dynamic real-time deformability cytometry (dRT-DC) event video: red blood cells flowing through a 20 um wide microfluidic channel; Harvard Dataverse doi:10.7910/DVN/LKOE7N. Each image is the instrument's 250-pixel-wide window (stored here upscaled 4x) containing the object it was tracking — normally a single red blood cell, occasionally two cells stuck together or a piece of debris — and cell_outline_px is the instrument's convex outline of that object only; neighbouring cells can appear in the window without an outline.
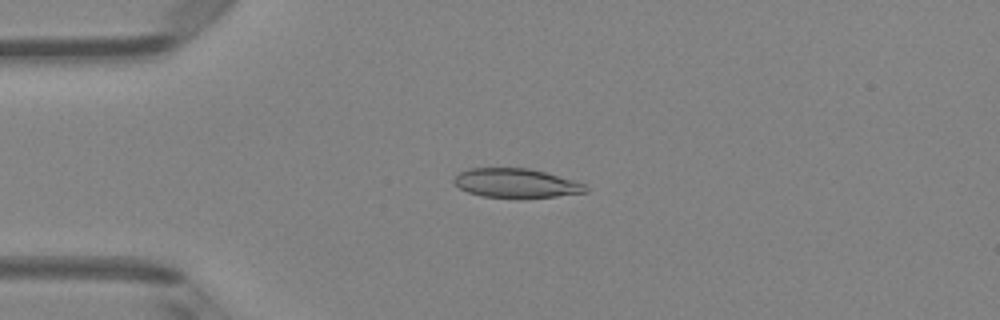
{"species": "Egyptian fruit bat (a non-hibernating species)", "species_latin": "Rousettus aegyptiacus", "temperature_condition": "room temperature", "stored_images_in_passage": 5, "camera_frame_rate_fps": 3000, "um_per_image_px": 0.085, "animal": {"sex": "female"}, "frame": {"image": 1, "passage_image": 4, "time_ms": 3.667, "image_size_px": [1000, 320], "cell_outline_px": [[588, 192], [556, 196], [480, 196], [468, 192], [460, 188], [452, 180], [460, 172], [468, 168], [528, 168], [576, 180], [584, 184], [588, 188]], "centroid_in_image_um": [43.87, 15.54], "position_along_channel_um": 41.1, "area_um2": 21.85}}